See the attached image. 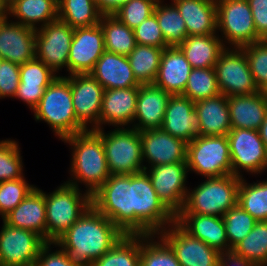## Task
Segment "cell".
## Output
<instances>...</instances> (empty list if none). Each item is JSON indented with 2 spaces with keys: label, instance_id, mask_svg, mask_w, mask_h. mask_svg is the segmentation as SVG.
Returning a JSON list of instances; mask_svg holds the SVG:
<instances>
[{
  "label": "cell",
  "instance_id": "obj_1",
  "mask_svg": "<svg viewBox=\"0 0 267 266\" xmlns=\"http://www.w3.org/2000/svg\"><path fill=\"white\" fill-rule=\"evenodd\" d=\"M124 235L112 221L91 205L55 243L75 263L92 266Z\"/></svg>",
  "mask_w": 267,
  "mask_h": 266
},
{
  "label": "cell",
  "instance_id": "obj_2",
  "mask_svg": "<svg viewBox=\"0 0 267 266\" xmlns=\"http://www.w3.org/2000/svg\"><path fill=\"white\" fill-rule=\"evenodd\" d=\"M71 146V179L66 181L77 188L85 185L86 192L92 195L111 176L102 143V129L86 130L62 140Z\"/></svg>",
  "mask_w": 267,
  "mask_h": 266
},
{
  "label": "cell",
  "instance_id": "obj_3",
  "mask_svg": "<svg viewBox=\"0 0 267 266\" xmlns=\"http://www.w3.org/2000/svg\"><path fill=\"white\" fill-rule=\"evenodd\" d=\"M33 113L36 122H46L60 140L86 131L75 115L69 76L56 77L45 89Z\"/></svg>",
  "mask_w": 267,
  "mask_h": 266
},
{
  "label": "cell",
  "instance_id": "obj_4",
  "mask_svg": "<svg viewBox=\"0 0 267 266\" xmlns=\"http://www.w3.org/2000/svg\"><path fill=\"white\" fill-rule=\"evenodd\" d=\"M134 235L158 234L176 221L153 188L147 172L132 174Z\"/></svg>",
  "mask_w": 267,
  "mask_h": 266
},
{
  "label": "cell",
  "instance_id": "obj_5",
  "mask_svg": "<svg viewBox=\"0 0 267 266\" xmlns=\"http://www.w3.org/2000/svg\"><path fill=\"white\" fill-rule=\"evenodd\" d=\"M205 179L194 189L187 190L183 209L178 214L222 217L238 204L240 177L229 174Z\"/></svg>",
  "mask_w": 267,
  "mask_h": 266
},
{
  "label": "cell",
  "instance_id": "obj_6",
  "mask_svg": "<svg viewBox=\"0 0 267 266\" xmlns=\"http://www.w3.org/2000/svg\"><path fill=\"white\" fill-rule=\"evenodd\" d=\"M49 193H45L47 242H55L92 203L88 192L65 181Z\"/></svg>",
  "mask_w": 267,
  "mask_h": 266
},
{
  "label": "cell",
  "instance_id": "obj_7",
  "mask_svg": "<svg viewBox=\"0 0 267 266\" xmlns=\"http://www.w3.org/2000/svg\"><path fill=\"white\" fill-rule=\"evenodd\" d=\"M91 203L125 235H134L132 174L111 175L91 195Z\"/></svg>",
  "mask_w": 267,
  "mask_h": 266
},
{
  "label": "cell",
  "instance_id": "obj_8",
  "mask_svg": "<svg viewBox=\"0 0 267 266\" xmlns=\"http://www.w3.org/2000/svg\"><path fill=\"white\" fill-rule=\"evenodd\" d=\"M216 5L217 33L226 48H241L263 40L256 31L247 0H216Z\"/></svg>",
  "mask_w": 267,
  "mask_h": 266
},
{
  "label": "cell",
  "instance_id": "obj_9",
  "mask_svg": "<svg viewBox=\"0 0 267 266\" xmlns=\"http://www.w3.org/2000/svg\"><path fill=\"white\" fill-rule=\"evenodd\" d=\"M107 132L102 129V143L110 174L144 171L140 132L132 127H118Z\"/></svg>",
  "mask_w": 267,
  "mask_h": 266
},
{
  "label": "cell",
  "instance_id": "obj_10",
  "mask_svg": "<svg viewBox=\"0 0 267 266\" xmlns=\"http://www.w3.org/2000/svg\"><path fill=\"white\" fill-rule=\"evenodd\" d=\"M187 167L202 178L222 177L232 174L227 135L196 136L187 143Z\"/></svg>",
  "mask_w": 267,
  "mask_h": 266
},
{
  "label": "cell",
  "instance_id": "obj_11",
  "mask_svg": "<svg viewBox=\"0 0 267 266\" xmlns=\"http://www.w3.org/2000/svg\"><path fill=\"white\" fill-rule=\"evenodd\" d=\"M227 137L233 175L243 178L244 171L251 175L266 172L267 150L258 130L231 129Z\"/></svg>",
  "mask_w": 267,
  "mask_h": 266
},
{
  "label": "cell",
  "instance_id": "obj_12",
  "mask_svg": "<svg viewBox=\"0 0 267 266\" xmlns=\"http://www.w3.org/2000/svg\"><path fill=\"white\" fill-rule=\"evenodd\" d=\"M221 94L229 96L250 95L259 92L241 48H226L215 64Z\"/></svg>",
  "mask_w": 267,
  "mask_h": 266
},
{
  "label": "cell",
  "instance_id": "obj_13",
  "mask_svg": "<svg viewBox=\"0 0 267 266\" xmlns=\"http://www.w3.org/2000/svg\"><path fill=\"white\" fill-rule=\"evenodd\" d=\"M0 231V266H35L47 241L39 234L2 221Z\"/></svg>",
  "mask_w": 267,
  "mask_h": 266
},
{
  "label": "cell",
  "instance_id": "obj_14",
  "mask_svg": "<svg viewBox=\"0 0 267 266\" xmlns=\"http://www.w3.org/2000/svg\"><path fill=\"white\" fill-rule=\"evenodd\" d=\"M74 28L57 19L36 30L35 57L56 74L66 67Z\"/></svg>",
  "mask_w": 267,
  "mask_h": 266
},
{
  "label": "cell",
  "instance_id": "obj_15",
  "mask_svg": "<svg viewBox=\"0 0 267 266\" xmlns=\"http://www.w3.org/2000/svg\"><path fill=\"white\" fill-rule=\"evenodd\" d=\"M145 171L160 200L176 216L183 209L189 188L187 162L155 165Z\"/></svg>",
  "mask_w": 267,
  "mask_h": 266
},
{
  "label": "cell",
  "instance_id": "obj_16",
  "mask_svg": "<svg viewBox=\"0 0 267 266\" xmlns=\"http://www.w3.org/2000/svg\"><path fill=\"white\" fill-rule=\"evenodd\" d=\"M69 83L77 121L86 130H99L103 86L90 73L69 75Z\"/></svg>",
  "mask_w": 267,
  "mask_h": 266
},
{
  "label": "cell",
  "instance_id": "obj_17",
  "mask_svg": "<svg viewBox=\"0 0 267 266\" xmlns=\"http://www.w3.org/2000/svg\"><path fill=\"white\" fill-rule=\"evenodd\" d=\"M158 235L171 247L181 266H219L220 253L192 237L176 221Z\"/></svg>",
  "mask_w": 267,
  "mask_h": 266
},
{
  "label": "cell",
  "instance_id": "obj_18",
  "mask_svg": "<svg viewBox=\"0 0 267 266\" xmlns=\"http://www.w3.org/2000/svg\"><path fill=\"white\" fill-rule=\"evenodd\" d=\"M105 51L104 33L100 24L74 28L67 75L90 73Z\"/></svg>",
  "mask_w": 267,
  "mask_h": 266
},
{
  "label": "cell",
  "instance_id": "obj_19",
  "mask_svg": "<svg viewBox=\"0 0 267 266\" xmlns=\"http://www.w3.org/2000/svg\"><path fill=\"white\" fill-rule=\"evenodd\" d=\"M141 150L145 169L177 162H187V143L162 129L140 132Z\"/></svg>",
  "mask_w": 267,
  "mask_h": 266
},
{
  "label": "cell",
  "instance_id": "obj_20",
  "mask_svg": "<svg viewBox=\"0 0 267 266\" xmlns=\"http://www.w3.org/2000/svg\"><path fill=\"white\" fill-rule=\"evenodd\" d=\"M9 19L0 21V58L23 65L35 58L36 30Z\"/></svg>",
  "mask_w": 267,
  "mask_h": 266
},
{
  "label": "cell",
  "instance_id": "obj_21",
  "mask_svg": "<svg viewBox=\"0 0 267 266\" xmlns=\"http://www.w3.org/2000/svg\"><path fill=\"white\" fill-rule=\"evenodd\" d=\"M139 87L106 89L99 114V129L104 125L131 127L136 113Z\"/></svg>",
  "mask_w": 267,
  "mask_h": 266
},
{
  "label": "cell",
  "instance_id": "obj_22",
  "mask_svg": "<svg viewBox=\"0 0 267 266\" xmlns=\"http://www.w3.org/2000/svg\"><path fill=\"white\" fill-rule=\"evenodd\" d=\"M170 97V93L154 84L140 85L135 118L131 127L139 132L161 129Z\"/></svg>",
  "mask_w": 267,
  "mask_h": 266
},
{
  "label": "cell",
  "instance_id": "obj_23",
  "mask_svg": "<svg viewBox=\"0 0 267 266\" xmlns=\"http://www.w3.org/2000/svg\"><path fill=\"white\" fill-rule=\"evenodd\" d=\"M195 102L182 95H171L161 129L186 143L198 136L199 119Z\"/></svg>",
  "mask_w": 267,
  "mask_h": 266
},
{
  "label": "cell",
  "instance_id": "obj_24",
  "mask_svg": "<svg viewBox=\"0 0 267 266\" xmlns=\"http://www.w3.org/2000/svg\"><path fill=\"white\" fill-rule=\"evenodd\" d=\"M2 220L10 226L33 231L47 241L45 192L36 186Z\"/></svg>",
  "mask_w": 267,
  "mask_h": 266
},
{
  "label": "cell",
  "instance_id": "obj_25",
  "mask_svg": "<svg viewBox=\"0 0 267 266\" xmlns=\"http://www.w3.org/2000/svg\"><path fill=\"white\" fill-rule=\"evenodd\" d=\"M58 75L36 57L25 62L20 65V84L14 98L23 101L33 111L45 89Z\"/></svg>",
  "mask_w": 267,
  "mask_h": 266
},
{
  "label": "cell",
  "instance_id": "obj_26",
  "mask_svg": "<svg viewBox=\"0 0 267 266\" xmlns=\"http://www.w3.org/2000/svg\"><path fill=\"white\" fill-rule=\"evenodd\" d=\"M176 222L192 237L205 242L219 253L230 250L223 217L177 214Z\"/></svg>",
  "mask_w": 267,
  "mask_h": 266
},
{
  "label": "cell",
  "instance_id": "obj_27",
  "mask_svg": "<svg viewBox=\"0 0 267 266\" xmlns=\"http://www.w3.org/2000/svg\"><path fill=\"white\" fill-rule=\"evenodd\" d=\"M192 69L178 47L164 48L153 84L171 95H182Z\"/></svg>",
  "mask_w": 267,
  "mask_h": 266
},
{
  "label": "cell",
  "instance_id": "obj_28",
  "mask_svg": "<svg viewBox=\"0 0 267 266\" xmlns=\"http://www.w3.org/2000/svg\"><path fill=\"white\" fill-rule=\"evenodd\" d=\"M90 74L106 89L139 87L127 56L105 51Z\"/></svg>",
  "mask_w": 267,
  "mask_h": 266
},
{
  "label": "cell",
  "instance_id": "obj_29",
  "mask_svg": "<svg viewBox=\"0 0 267 266\" xmlns=\"http://www.w3.org/2000/svg\"><path fill=\"white\" fill-rule=\"evenodd\" d=\"M194 110L199 119V136H224L232 129L227 96L219 94L196 101Z\"/></svg>",
  "mask_w": 267,
  "mask_h": 266
},
{
  "label": "cell",
  "instance_id": "obj_30",
  "mask_svg": "<svg viewBox=\"0 0 267 266\" xmlns=\"http://www.w3.org/2000/svg\"><path fill=\"white\" fill-rule=\"evenodd\" d=\"M231 128L258 130L267 115V96L263 91L250 95L229 96Z\"/></svg>",
  "mask_w": 267,
  "mask_h": 266
},
{
  "label": "cell",
  "instance_id": "obj_31",
  "mask_svg": "<svg viewBox=\"0 0 267 266\" xmlns=\"http://www.w3.org/2000/svg\"><path fill=\"white\" fill-rule=\"evenodd\" d=\"M185 21L188 36L217 34L216 0L171 1Z\"/></svg>",
  "mask_w": 267,
  "mask_h": 266
},
{
  "label": "cell",
  "instance_id": "obj_32",
  "mask_svg": "<svg viewBox=\"0 0 267 266\" xmlns=\"http://www.w3.org/2000/svg\"><path fill=\"white\" fill-rule=\"evenodd\" d=\"M8 17L23 26L40 29L58 19V0H12Z\"/></svg>",
  "mask_w": 267,
  "mask_h": 266
},
{
  "label": "cell",
  "instance_id": "obj_33",
  "mask_svg": "<svg viewBox=\"0 0 267 266\" xmlns=\"http://www.w3.org/2000/svg\"><path fill=\"white\" fill-rule=\"evenodd\" d=\"M178 48L192 68H214L226 49L218 34L187 36Z\"/></svg>",
  "mask_w": 267,
  "mask_h": 266
},
{
  "label": "cell",
  "instance_id": "obj_34",
  "mask_svg": "<svg viewBox=\"0 0 267 266\" xmlns=\"http://www.w3.org/2000/svg\"><path fill=\"white\" fill-rule=\"evenodd\" d=\"M99 24L104 33L106 51L128 56L134 50L137 43L133 29L113 14H102Z\"/></svg>",
  "mask_w": 267,
  "mask_h": 266
},
{
  "label": "cell",
  "instance_id": "obj_35",
  "mask_svg": "<svg viewBox=\"0 0 267 266\" xmlns=\"http://www.w3.org/2000/svg\"><path fill=\"white\" fill-rule=\"evenodd\" d=\"M163 48L137 44L127 56L134 77L140 85L153 84L158 73Z\"/></svg>",
  "mask_w": 267,
  "mask_h": 266
},
{
  "label": "cell",
  "instance_id": "obj_36",
  "mask_svg": "<svg viewBox=\"0 0 267 266\" xmlns=\"http://www.w3.org/2000/svg\"><path fill=\"white\" fill-rule=\"evenodd\" d=\"M101 16L94 0H58V19L72 28L99 24Z\"/></svg>",
  "mask_w": 267,
  "mask_h": 266
},
{
  "label": "cell",
  "instance_id": "obj_37",
  "mask_svg": "<svg viewBox=\"0 0 267 266\" xmlns=\"http://www.w3.org/2000/svg\"><path fill=\"white\" fill-rule=\"evenodd\" d=\"M163 2L164 0L157 2L154 14L167 46L178 47L188 36L185 21L172 2L168 5L163 4Z\"/></svg>",
  "mask_w": 267,
  "mask_h": 266
},
{
  "label": "cell",
  "instance_id": "obj_38",
  "mask_svg": "<svg viewBox=\"0 0 267 266\" xmlns=\"http://www.w3.org/2000/svg\"><path fill=\"white\" fill-rule=\"evenodd\" d=\"M92 266H140V235H124Z\"/></svg>",
  "mask_w": 267,
  "mask_h": 266
},
{
  "label": "cell",
  "instance_id": "obj_39",
  "mask_svg": "<svg viewBox=\"0 0 267 266\" xmlns=\"http://www.w3.org/2000/svg\"><path fill=\"white\" fill-rule=\"evenodd\" d=\"M246 181L240 179L238 204L257 221H267V180Z\"/></svg>",
  "mask_w": 267,
  "mask_h": 266
},
{
  "label": "cell",
  "instance_id": "obj_40",
  "mask_svg": "<svg viewBox=\"0 0 267 266\" xmlns=\"http://www.w3.org/2000/svg\"><path fill=\"white\" fill-rule=\"evenodd\" d=\"M140 266L181 265L171 247L158 234H151L140 235Z\"/></svg>",
  "mask_w": 267,
  "mask_h": 266
},
{
  "label": "cell",
  "instance_id": "obj_41",
  "mask_svg": "<svg viewBox=\"0 0 267 266\" xmlns=\"http://www.w3.org/2000/svg\"><path fill=\"white\" fill-rule=\"evenodd\" d=\"M233 249L246 260L267 266V221H257L251 232Z\"/></svg>",
  "mask_w": 267,
  "mask_h": 266
},
{
  "label": "cell",
  "instance_id": "obj_42",
  "mask_svg": "<svg viewBox=\"0 0 267 266\" xmlns=\"http://www.w3.org/2000/svg\"><path fill=\"white\" fill-rule=\"evenodd\" d=\"M221 94L214 68H193L182 96L196 102Z\"/></svg>",
  "mask_w": 267,
  "mask_h": 266
},
{
  "label": "cell",
  "instance_id": "obj_43",
  "mask_svg": "<svg viewBox=\"0 0 267 266\" xmlns=\"http://www.w3.org/2000/svg\"><path fill=\"white\" fill-rule=\"evenodd\" d=\"M229 247L233 249L253 229L257 220L239 204L229 209L223 216Z\"/></svg>",
  "mask_w": 267,
  "mask_h": 266
},
{
  "label": "cell",
  "instance_id": "obj_44",
  "mask_svg": "<svg viewBox=\"0 0 267 266\" xmlns=\"http://www.w3.org/2000/svg\"><path fill=\"white\" fill-rule=\"evenodd\" d=\"M23 158L17 141H0V183L23 178Z\"/></svg>",
  "mask_w": 267,
  "mask_h": 266
},
{
  "label": "cell",
  "instance_id": "obj_45",
  "mask_svg": "<svg viewBox=\"0 0 267 266\" xmlns=\"http://www.w3.org/2000/svg\"><path fill=\"white\" fill-rule=\"evenodd\" d=\"M36 186L29 184L25 176L0 183V216L3 218L16 208Z\"/></svg>",
  "mask_w": 267,
  "mask_h": 266
},
{
  "label": "cell",
  "instance_id": "obj_46",
  "mask_svg": "<svg viewBox=\"0 0 267 266\" xmlns=\"http://www.w3.org/2000/svg\"><path fill=\"white\" fill-rule=\"evenodd\" d=\"M159 0H130L118 8L113 15L130 29L136 28L154 14Z\"/></svg>",
  "mask_w": 267,
  "mask_h": 266
},
{
  "label": "cell",
  "instance_id": "obj_47",
  "mask_svg": "<svg viewBox=\"0 0 267 266\" xmlns=\"http://www.w3.org/2000/svg\"><path fill=\"white\" fill-rule=\"evenodd\" d=\"M241 49L247 57L255 84L263 91L267 87V42L262 40Z\"/></svg>",
  "mask_w": 267,
  "mask_h": 266
},
{
  "label": "cell",
  "instance_id": "obj_48",
  "mask_svg": "<svg viewBox=\"0 0 267 266\" xmlns=\"http://www.w3.org/2000/svg\"><path fill=\"white\" fill-rule=\"evenodd\" d=\"M137 44L167 48L166 41L155 14H152L133 29Z\"/></svg>",
  "mask_w": 267,
  "mask_h": 266
},
{
  "label": "cell",
  "instance_id": "obj_49",
  "mask_svg": "<svg viewBox=\"0 0 267 266\" xmlns=\"http://www.w3.org/2000/svg\"><path fill=\"white\" fill-rule=\"evenodd\" d=\"M20 84V65L3 60L0 67V99L14 98Z\"/></svg>",
  "mask_w": 267,
  "mask_h": 266
},
{
  "label": "cell",
  "instance_id": "obj_50",
  "mask_svg": "<svg viewBox=\"0 0 267 266\" xmlns=\"http://www.w3.org/2000/svg\"><path fill=\"white\" fill-rule=\"evenodd\" d=\"M51 246L58 247V250L51 252ZM35 266H82L75 263L68 253L55 242H47L40 250Z\"/></svg>",
  "mask_w": 267,
  "mask_h": 266
},
{
  "label": "cell",
  "instance_id": "obj_51",
  "mask_svg": "<svg viewBox=\"0 0 267 266\" xmlns=\"http://www.w3.org/2000/svg\"><path fill=\"white\" fill-rule=\"evenodd\" d=\"M252 11L257 33L264 39L267 36V0H247Z\"/></svg>",
  "mask_w": 267,
  "mask_h": 266
},
{
  "label": "cell",
  "instance_id": "obj_52",
  "mask_svg": "<svg viewBox=\"0 0 267 266\" xmlns=\"http://www.w3.org/2000/svg\"><path fill=\"white\" fill-rule=\"evenodd\" d=\"M219 266H262L252 261L246 260L234 249L220 252Z\"/></svg>",
  "mask_w": 267,
  "mask_h": 266
},
{
  "label": "cell",
  "instance_id": "obj_53",
  "mask_svg": "<svg viewBox=\"0 0 267 266\" xmlns=\"http://www.w3.org/2000/svg\"><path fill=\"white\" fill-rule=\"evenodd\" d=\"M102 14H113L118 8L130 0H94Z\"/></svg>",
  "mask_w": 267,
  "mask_h": 266
},
{
  "label": "cell",
  "instance_id": "obj_54",
  "mask_svg": "<svg viewBox=\"0 0 267 266\" xmlns=\"http://www.w3.org/2000/svg\"><path fill=\"white\" fill-rule=\"evenodd\" d=\"M258 132L267 150V115L263 123L261 124L260 128L258 129Z\"/></svg>",
  "mask_w": 267,
  "mask_h": 266
},
{
  "label": "cell",
  "instance_id": "obj_55",
  "mask_svg": "<svg viewBox=\"0 0 267 266\" xmlns=\"http://www.w3.org/2000/svg\"><path fill=\"white\" fill-rule=\"evenodd\" d=\"M8 5L4 0H0V21L8 18Z\"/></svg>",
  "mask_w": 267,
  "mask_h": 266
},
{
  "label": "cell",
  "instance_id": "obj_56",
  "mask_svg": "<svg viewBox=\"0 0 267 266\" xmlns=\"http://www.w3.org/2000/svg\"><path fill=\"white\" fill-rule=\"evenodd\" d=\"M263 93L267 96V87L263 90Z\"/></svg>",
  "mask_w": 267,
  "mask_h": 266
},
{
  "label": "cell",
  "instance_id": "obj_57",
  "mask_svg": "<svg viewBox=\"0 0 267 266\" xmlns=\"http://www.w3.org/2000/svg\"><path fill=\"white\" fill-rule=\"evenodd\" d=\"M4 1L9 4L12 0H4Z\"/></svg>",
  "mask_w": 267,
  "mask_h": 266
}]
</instances>
